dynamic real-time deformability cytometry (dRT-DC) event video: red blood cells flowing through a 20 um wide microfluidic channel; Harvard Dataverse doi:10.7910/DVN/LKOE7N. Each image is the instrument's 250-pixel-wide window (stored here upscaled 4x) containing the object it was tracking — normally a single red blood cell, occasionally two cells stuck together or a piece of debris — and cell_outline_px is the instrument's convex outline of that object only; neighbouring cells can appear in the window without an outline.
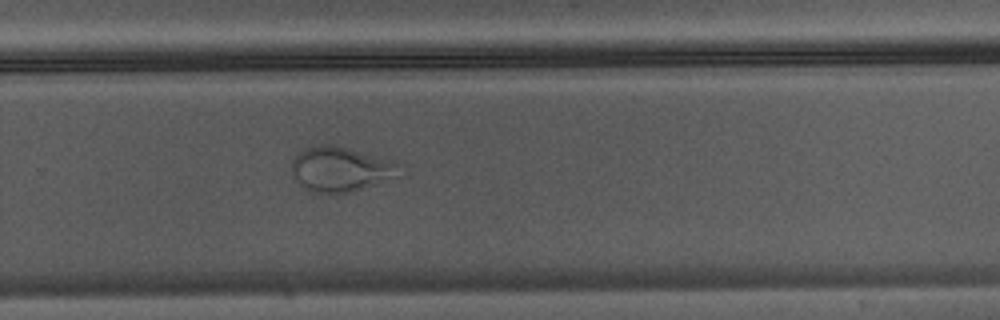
{"species": "Egyptian fruit bat (a non-hibernating species)", "species_latin": "Rousettus aegyptiacus", "temperature_condition": "warm", "stored_images_in_passage": 37, "camera_frame_rate_fps": 3000, "um_per_image_px": 0.085, "animal": {"sex": "male"}, "frame": {"image": 1, "passage_image": 27, "time_ms": 8.667, "image_size_px": [1000, 320], "cell_outline_px": [[408, 176], [352, 192], [316, 192], [304, 188], [296, 180], [292, 172], [292, 160], [304, 148], [320, 144], [332, 144], [348, 148], [408, 164]], "centroid_in_image_um": [29.19, 14.38], "position_along_channel_um": 300.6, "area_um2": 29.36}}